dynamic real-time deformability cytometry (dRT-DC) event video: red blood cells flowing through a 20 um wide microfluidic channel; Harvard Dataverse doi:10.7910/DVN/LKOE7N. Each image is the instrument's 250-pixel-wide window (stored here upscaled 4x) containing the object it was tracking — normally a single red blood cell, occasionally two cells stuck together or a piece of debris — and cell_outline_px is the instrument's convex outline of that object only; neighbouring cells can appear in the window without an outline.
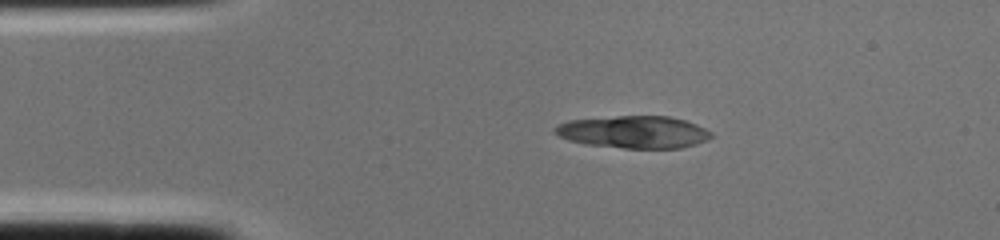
{"species": "common noctule bat (a hibernating species)", "species_latin": "Nyctalus noctula", "temperature_condition": "cold", "stored_images_in_passage": 1, "camera_frame_rate_fps": 3000, "um_per_image_px": 0.085, "animal": {"sex": "female", "body_mass_g": 22.0, "forearm_length_mm": 56.7}, "frame": {"image": 1, "passage_image": 1, "time_ms": 0.0, "image_size_px": [1000, 240], "cell_outline_px": [[716, 136], [708, 140], [696, 144], [680, 148], [624, 148], [584, 144], [568, 140], [552, 132], [552, 128], [556, 124], [568, 120], [616, 116], [668, 116], [684, 120], [696, 124], [712, 132]], "centroid_in_image_um": [53.85, 11.22], "position_along_channel_um": 31.1, "area_um2": 29.77}}